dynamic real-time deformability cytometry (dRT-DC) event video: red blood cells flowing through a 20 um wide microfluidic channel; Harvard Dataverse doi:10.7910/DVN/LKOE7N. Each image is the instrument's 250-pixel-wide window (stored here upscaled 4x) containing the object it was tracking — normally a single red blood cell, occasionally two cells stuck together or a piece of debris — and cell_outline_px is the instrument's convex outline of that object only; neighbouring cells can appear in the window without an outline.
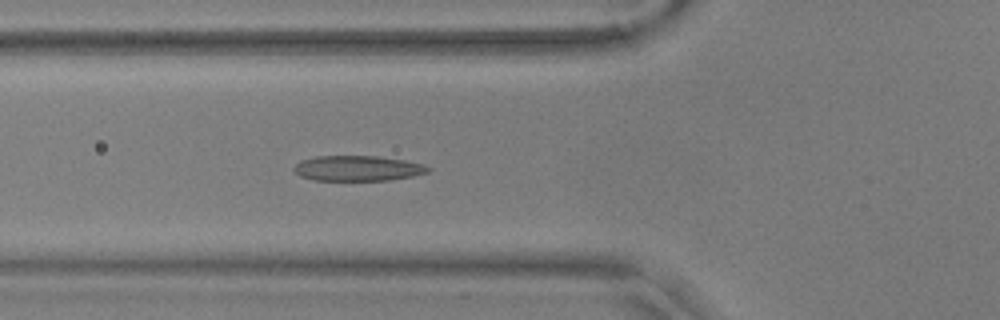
{"species": "common noctule bat (a hibernating species)", "species_latin": "Nyctalus noctula", "temperature_condition": "warm", "stored_images_in_passage": 56, "camera_frame_rate_fps": 3000, "um_per_image_px": 0.085, "animal": {"sex": "male", "body_mass_g": 17.9, "forearm_length_mm": 54.2}, "frame": {"image": 1, "passage_image": 21, "time_ms": 6.667, "image_size_px": [1000, 320], "cell_outline_px": [[432, 168], [428, 172], [412, 176], [388, 180], [316, 180], [300, 176], [292, 168], [300, 160], [316, 156], [376, 156], [404, 160], [424, 164]], "centroid_in_image_um": [30.4, 14.3], "position_along_channel_um": 95.4, "area_um2": 19.71}}
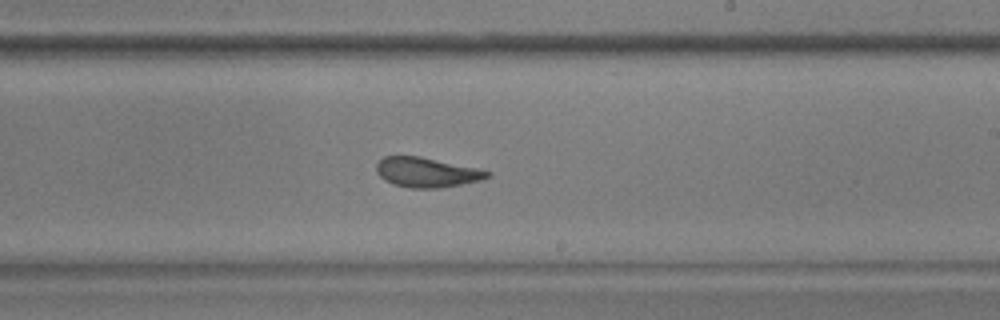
{"frame": {"image": 2, "passage_image": 34, "time_ms": 11.0, "image_size_px": [1000, 320], "cell_outline_px": [[492, 176], [480, 180], [440, 188], [408, 188], [392, 184], [384, 180], [376, 172], [376, 164], [384, 156], [420, 156], [476, 168], [492, 172]], "centroid_in_image_um": [36.24, 14.65], "position_along_channel_um": 252.8, "area_um2": 19.25}}
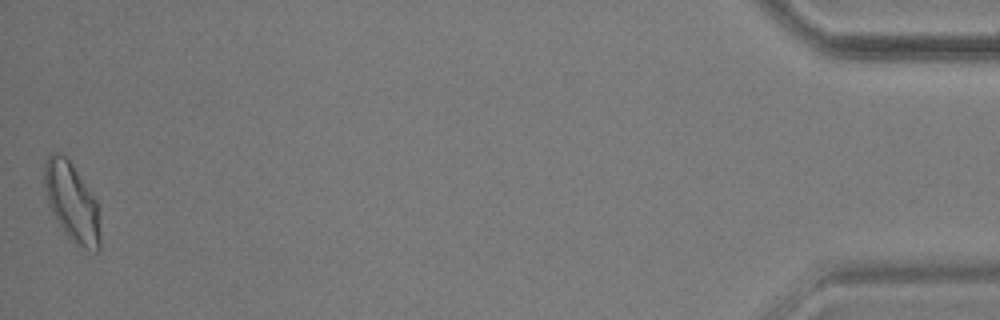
{"frame": {"image": 3, "passage_image": 56, "time_ms": 18.333, "image_size_px": [1000, 320], "cell_outline_px": [[100, 248], [96, 252], [84, 248], [76, 244], [64, 232], [52, 212], [48, 204], [44, 184], [44, 164], [48, 156], [52, 152], [60, 152], [72, 164], [96, 200], [100, 208]], "centroid_in_image_um": [6.13, 17.19], "position_along_channel_um": 429.1, "area_um2": 25.61}, "authors_computed_cell_mechanics": {"area_um2": 20.1433, "velocity_mm_per_s": 3.6203, "shape_relaxation_time_tau1_ms": 4.5607, "shape_relaxation_time_tau2_ms": 1.4026, "deformation_change_tau1": 0.1525, "deformation_change_tau2": 0.0858}}